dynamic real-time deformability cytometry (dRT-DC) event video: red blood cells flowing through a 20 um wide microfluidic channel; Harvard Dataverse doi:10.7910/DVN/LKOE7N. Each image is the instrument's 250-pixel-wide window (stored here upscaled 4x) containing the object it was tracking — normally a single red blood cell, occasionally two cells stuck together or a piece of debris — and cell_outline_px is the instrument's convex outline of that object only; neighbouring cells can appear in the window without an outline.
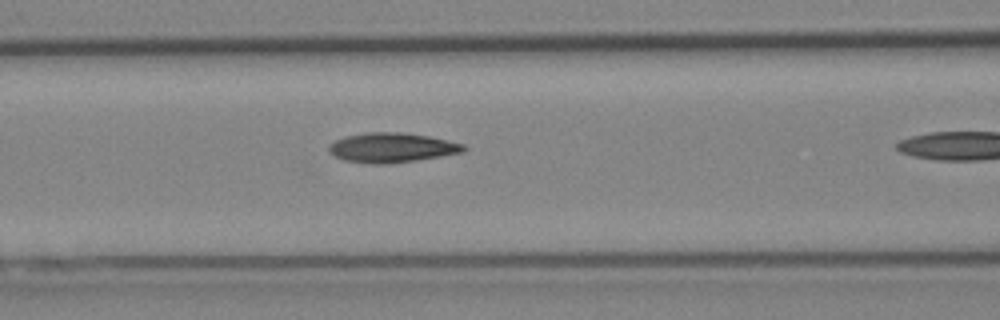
{"species": "Egyptian fruit bat (a non-hibernating species)", "species_latin": "Rousettus aegyptiacus", "temperature_condition": "cold", "stored_images_in_passage": 11, "camera_frame_rate_fps": 3000, "um_per_image_px": 0.085, "animal": {"sex": "female"}, "frame": {"image": 1, "passage_image": 10, "time_ms": 3.0, "image_size_px": [1000, 320], "cell_outline_px": [[468, 148], [460, 152], [416, 160], [388, 164], [376, 164], [344, 160], [328, 152], [328, 144], [344, 136], [368, 132], [400, 132], [428, 136], [464, 144]], "centroid_in_image_um": [33.25, 12.54], "position_along_channel_um": 133.3, "area_um2": 23.06}}